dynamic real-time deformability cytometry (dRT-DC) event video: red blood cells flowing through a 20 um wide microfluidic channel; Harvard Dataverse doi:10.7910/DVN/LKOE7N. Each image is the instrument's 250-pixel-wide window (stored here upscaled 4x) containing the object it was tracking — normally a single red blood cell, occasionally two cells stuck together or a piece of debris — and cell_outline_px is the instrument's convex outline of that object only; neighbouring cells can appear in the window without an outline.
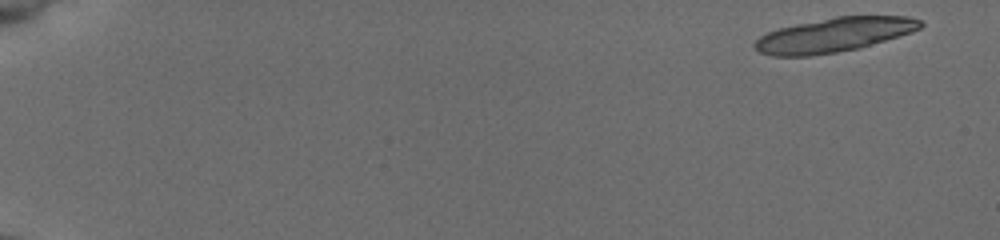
{"species": "common noctule bat (a hibernating species)", "species_latin": "Nyctalus noctula", "temperature_condition": "cold", "stored_images_in_passage": 25, "camera_frame_rate_fps": 3000, "um_per_image_px": 0.085, "animal": {"sex": "female", "body_mass_g": 19.5, "forearm_length_mm": 54.1}, "frame": {"image": 1, "passage_image": 1, "time_ms": 0.0, "image_size_px": [1000, 240], "cell_outline_px": [[924, 24], [920, 28], [912, 32], [860, 48], [836, 52], [808, 56], [772, 56], [760, 52], [752, 44], [760, 36], [768, 32], [780, 28], [796, 24], [836, 16], [908, 16], [920, 20]], "centroid_in_image_um": [70.9, 2.96], "position_along_channel_um": 14.1, "area_um2": 32.95}}
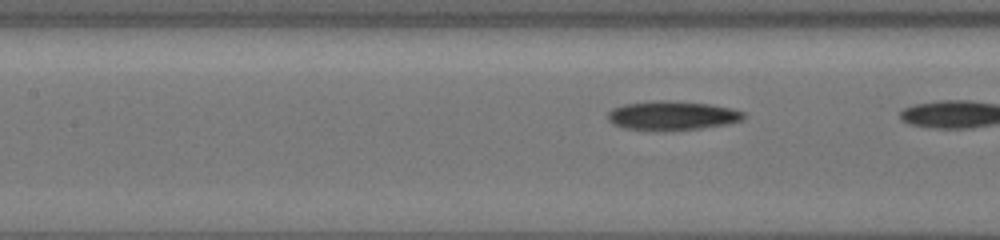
{"frame": {"image": 2, "passage_image": 24, "time_ms": 7.667, "image_size_px": [1000, 240], "cell_outline_px": [[748, 116], [744, 120], [728, 124], [700, 128], [660, 132], [624, 128], [612, 124], [608, 120], [608, 112], [612, 108], [624, 104], [656, 100], [668, 100], [712, 104], [732, 108], [744, 112]], "centroid_in_image_um": [57.15, 9.83], "position_along_channel_um": 150.2, "area_um2": 23.64}}